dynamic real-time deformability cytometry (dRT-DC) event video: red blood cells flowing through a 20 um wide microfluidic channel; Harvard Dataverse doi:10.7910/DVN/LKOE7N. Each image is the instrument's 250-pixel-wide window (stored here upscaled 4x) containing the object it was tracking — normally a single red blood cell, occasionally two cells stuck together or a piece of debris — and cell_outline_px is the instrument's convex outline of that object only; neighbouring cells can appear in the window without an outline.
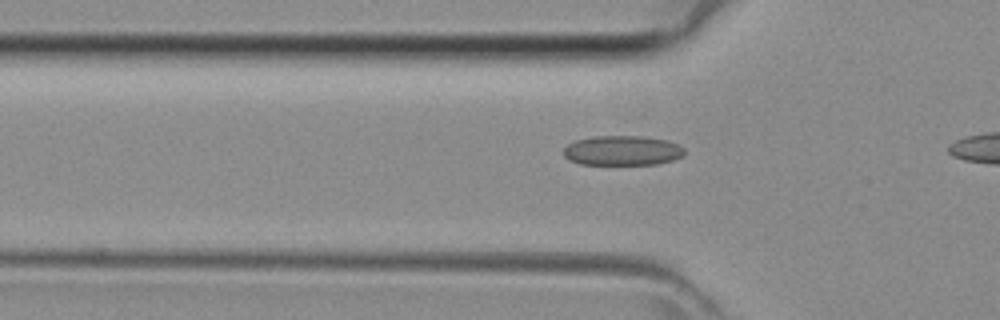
{"species": "common noctule bat (a hibernating species)", "species_latin": "Nyctalus noctula", "temperature_condition": "room temperature", "stored_images_in_passage": 7, "camera_frame_rate_fps": 3000, "um_per_image_px": 0.085, "animal": {"sex": "female", "body_mass_g": 29.2, "forearm_length_mm": 56.3}, "frame": {"image": 1, "passage_image": 5, "time_ms": 1.333, "image_size_px": [1000, 320], "cell_outline_px": [[684, 156], [672, 160], [656, 164], [580, 164], [568, 160], [564, 156], [564, 148], [568, 144], [576, 140], [592, 136], [644, 136], [668, 140], [684, 148]], "centroid_in_image_um": [52.89, 12.79], "position_along_channel_um": 72.9, "area_um2": 21.04}}